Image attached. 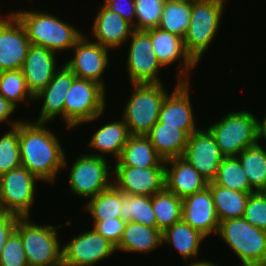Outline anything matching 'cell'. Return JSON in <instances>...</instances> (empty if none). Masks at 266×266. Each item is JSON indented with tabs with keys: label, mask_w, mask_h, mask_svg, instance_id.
I'll return each instance as SVG.
<instances>
[{
	"label": "cell",
	"mask_w": 266,
	"mask_h": 266,
	"mask_svg": "<svg viewBox=\"0 0 266 266\" xmlns=\"http://www.w3.org/2000/svg\"><path fill=\"white\" fill-rule=\"evenodd\" d=\"M19 147L21 166L40 181L55 184L58 175L64 171L63 161L67 153L58 136L47 123L33 119L19 122Z\"/></svg>",
	"instance_id": "cell-1"
},
{
	"label": "cell",
	"mask_w": 266,
	"mask_h": 266,
	"mask_svg": "<svg viewBox=\"0 0 266 266\" xmlns=\"http://www.w3.org/2000/svg\"><path fill=\"white\" fill-rule=\"evenodd\" d=\"M36 9H19L12 11L24 26L30 43L42 46L55 53L65 50L71 52L72 47L85 34L65 22L57 15Z\"/></svg>",
	"instance_id": "cell-2"
},
{
	"label": "cell",
	"mask_w": 266,
	"mask_h": 266,
	"mask_svg": "<svg viewBox=\"0 0 266 266\" xmlns=\"http://www.w3.org/2000/svg\"><path fill=\"white\" fill-rule=\"evenodd\" d=\"M31 217H20L16 232L20 235L28 266H63L62 239L58 229L72 225V220L53 226L39 224Z\"/></svg>",
	"instance_id": "cell-3"
},
{
	"label": "cell",
	"mask_w": 266,
	"mask_h": 266,
	"mask_svg": "<svg viewBox=\"0 0 266 266\" xmlns=\"http://www.w3.org/2000/svg\"><path fill=\"white\" fill-rule=\"evenodd\" d=\"M227 0H199L191 3V18L184 36L185 49L199 65L223 22Z\"/></svg>",
	"instance_id": "cell-4"
},
{
	"label": "cell",
	"mask_w": 266,
	"mask_h": 266,
	"mask_svg": "<svg viewBox=\"0 0 266 266\" xmlns=\"http://www.w3.org/2000/svg\"><path fill=\"white\" fill-rule=\"evenodd\" d=\"M107 91L99 83L75 78L66 93L64 123L66 130H74L81 125L98 121L107 109Z\"/></svg>",
	"instance_id": "cell-5"
},
{
	"label": "cell",
	"mask_w": 266,
	"mask_h": 266,
	"mask_svg": "<svg viewBox=\"0 0 266 266\" xmlns=\"http://www.w3.org/2000/svg\"><path fill=\"white\" fill-rule=\"evenodd\" d=\"M132 94L127 100L121 117L124 119L130 135L146 136L155 123L166 97L164 83L130 84Z\"/></svg>",
	"instance_id": "cell-6"
},
{
	"label": "cell",
	"mask_w": 266,
	"mask_h": 266,
	"mask_svg": "<svg viewBox=\"0 0 266 266\" xmlns=\"http://www.w3.org/2000/svg\"><path fill=\"white\" fill-rule=\"evenodd\" d=\"M217 236L234 252L241 266H266V230L244 218H235L220 222Z\"/></svg>",
	"instance_id": "cell-7"
},
{
	"label": "cell",
	"mask_w": 266,
	"mask_h": 266,
	"mask_svg": "<svg viewBox=\"0 0 266 266\" xmlns=\"http://www.w3.org/2000/svg\"><path fill=\"white\" fill-rule=\"evenodd\" d=\"M66 156L63 169L69 168L67 185L73 196L88 201L113 185V164L108 162V158L91 155L86 151L74 159L70 168Z\"/></svg>",
	"instance_id": "cell-8"
},
{
	"label": "cell",
	"mask_w": 266,
	"mask_h": 266,
	"mask_svg": "<svg viewBox=\"0 0 266 266\" xmlns=\"http://www.w3.org/2000/svg\"><path fill=\"white\" fill-rule=\"evenodd\" d=\"M224 157H236L244 149L258 144L255 113L231 111L206 128Z\"/></svg>",
	"instance_id": "cell-9"
},
{
	"label": "cell",
	"mask_w": 266,
	"mask_h": 266,
	"mask_svg": "<svg viewBox=\"0 0 266 266\" xmlns=\"http://www.w3.org/2000/svg\"><path fill=\"white\" fill-rule=\"evenodd\" d=\"M39 182L42 183L23 166L1 175L0 212L30 217Z\"/></svg>",
	"instance_id": "cell-10"
},
{
	"label": "cell",
	"mask_w": 266,
	"mask_h": 266,
	"mask_svg": "<svg viewBox=\"0 0 266 266\" xmlns=\"http://www.w3.org/2000/svg\"><path fill=\"white\" fill-rule=\"evenodd\" d=\"M127 42L125 72L129 83H164L160 76L164 67L154 53L150 36L145 31L134 30Z\"/></svg>",
	"instance_id": "cell-11"
},
{
	"label": "cell",
	"mask_w": 266,
	"mask_h": 266,
	"mask_svg": "<svg viewBox=\"0 0 266 266\" xmlns=\"http://www.w3.org/2000/svg\"><path fill=\"white\" fill-rule=\"evenodd\" d=\"M62 243L63 266H95L117 253L116 247L92 227Z\"/></svg>",
	"instance_id": "cell-12"
},
{
	"label": "cell",
	"mask_w": 266,
	"mask_h": 266,
	"mask_svg": "<svg viewBox=\"0 0 266 266\" xmlns=\"http://www.w3.org/2000/svg\"><path fill=\"white\" fill-rule=\"evenodd\" d=\"M71 50L74 55L61 63H64L77 78L95 81L107 90L103 75L111 64L110 49L84 34Z\"/></svg>",
	"instance_id": "cell-13"
},
{
	"label": "cell",
	"mask_w": 266,
	"mask_h": 266,
	"mask_svg": "<svg viewBox=\"0 0 266 266\" xmlns=\"http://www.w3.org/2000/svg\"><path fill=\"white\" fill-rule=\"evenodd\" d=\"M0 15V72L22 68L31 45L22 23L12 12Z\"/></svg>",
	"instance_id": "cell-14"
},
{
	"label": "cell",
	"mask_w": 266,
	"mask_h": 266,
	"mask_svg": "<svg viewBox=\"0 0 266 266\" xmlns=\"http://www.w3.org/2000/svg\"><path fill=\"white\" fill-rule=\"evenodd\" d=\"M113 185L125 195L152 197L165 188V166H113Z\"/></svg>",
	"instance_id": "cell-15"
},
{
	"label": "cell",
	"mask_w": 266,
	"mask_h": 266,
	"mask_svg": "<svg viewBox=\"0 0 266 266\" xmlns=\"http://www.w3.org/2000/svg\"><path fill=\"white\" fill-rule=\"evenodd\" d=\"M145 32L150 36L154 53L160 64L166 68L171 67V64L179 63L176 79L178 81H191L190 72L199 66L186 51L184 39L158 27L148 29Z\"/></svg>",
	"instance_id": "cell-16"
},
{
	"label": "cell",
	"mask_w": 266,
	"mask_h": 266,
	"mask_svg": "<svg viewBox=\"0 0 266 266\" xmlns=\"http://www.w3.org/2000/svg\"><path fill=\"white\" fill-rule=\"evenodd\" d=\"M191 81L176 80L172 92L164 98L158 121L166 125L178 126L189 136L200 128L195 121L190 90L194 88Z\"/></svg>",
	"instance_id": "cell-17"
},
{
	"label": "cell",
	"mask_w": 266,
	"mask_h": 266,
	"mask_svg": "<svg viewBox=\"0 0 266 266\" xmlns=\"http://www.w3.org/2000/svg\"><path fill=\"white\" fill-rule=\"evenodd\" d=\"M182 157L208 182L216 178L219 165L224 158L212 134L201 127L189 136Z\"/></svg>",
	"instance_id": "cell-18"
},
{
	"label": "cell",
	"mask_w": 266,
	"mask_h": 266,
	"mask_svg": "<svg viewBox=\"0 0 266 266\" xmlns=\"http://www.w3.org/2000/svg\"><path fill=\"white\" fill-rule=\"evenodd\" d=\"M52 80L34 96V102H42L35 122L47 123L60 118L64 124V104L66 93L71 88L76 75L63 63Z\"/></svg>",
	"instance_id": "cell-19"
},
{
	"label": "cell",
	"mask_w": 266,
	"mask_h": 266,
	"mask_svg": "<svg viewBox=\"0 0 266 266\" xmlns=\"http://www.w3.org/2000/svg\"><path fill=\"white\" fill-rule=\"evenodd\" d=\"M99 8L92 22L88 37L98 44L115 51L123 47L134 31L133 26L118 13L108 9L104 4ZM121 47V48H120Z\"/></svg>",
	"instance_id": "cell-20"
},
{
	"label": "cell",
	"mask_w": 266,
	"mask_h": 266,
	"mask_svg": "<svg viewBox=\"0 0 266 266\" xmlns=\"http://www.w3.org/2000/svg\"><path fill=\"white\" fill-rule=\"evenodd\" d=\"M57 53L31 44L21 71L33 96L37 95L60 69Z\"/></svg>",
	"instance_id": "cell-21"
},
{
	"label": "cell",
	"mask_w": 266,
	"mask_h": 266,
	"mask_svg": "<svg viewBox=\"0 0 266 266\" xmlns=\"http://www.w3.org/2000/svg\"><path fill=\"white\" fill-rule=\"evenodd\" d=\"M182 219L207 238L217 235L219 221L208 187L182 199Z\"/></svg>",
	"instance_id": "cell-22"
},
{
	"label": "cell",
	"mask_w": 266,
	"mask_h": 266,
	"mask_svg": "<svg viewBox=\"0 0 266 266\" xmlns=\"http://www.w3.org/2000/svg\"><path fill=\"white\" fill-rule=\"evenodd\" d=\"M207 239L199 230L192 228L183 219L176 222L162 232V245L168 244L180 255L186 265L191 259V264H201L207 260H200L201 245Z\"/></svg>",
	"instance_id": "cell-23"
},
{
	"label": "cell",
	"mask_w": 266,
	"mask_h": 266,
	"mask_svg": "<svg viewBox=\"0 0 266 266\" xmlns=\"http://www.w3.org/2000/svg\"><path fill=\"white\" fill-rule=\"evenodd\" d=\"M208 181L182 156L165 161V188L185 198L204 190Z\"/></svg>",
	"instance_id": "cell-24"
},
{
	"label": "cell",
	"mask_w": 266,
	"mask_h": 266,
	"mask_svg": "<svg viewBox=\"0 0 266 266\" xmlns=\"http://www.w3.org/2000/svg\"><path fill=\"white\" fill-rule=\"evenodd\" d=\"M99 127L96 131H93L95 133L91 135L90 140L87 142L88 147H90L89 150H94L95 152L92 151L88 154L104 158L110 155L115 162L130 136L128 127L122 117L117 121H107L106 124H102Z\"/></svg>",
	"instance_id": "cell-25"
},
{
	"label": "cell",
	"mask_w": 266,
	"mask_h": 266,
	"mask_svg": "<svg viewBox=\"0 0 266 266\" xmlns=\"http://www.w3.org/2000/svg\"><path fill=\"white\" fill-rule=\"evenodd\" d=\"M162 232L157 227H148L135 222H126L125 229L116 247V252L144 254L161 248Z\"/></svg>",
	"instance_id": "cell-26"
},
{
	"label": "cell",
	"mask_w": 266,
	"mask_h": 266,
	"mask_svg": "<svg viewBox=\"0 0 266 266\" xmlns=\"http://www.w3.org/2000/svg\"><path fill=\"white\" fill-rule=\"evenodd\" d=\"M146 136L164 161L183 156L189 139V135L178 126L159 121Z\"/></svg>",
	"instance_id": "cell-27"
},
{
	"label": "cell",
	"mask_w": 266,
	"mask_h": 266,
	"mask_svg": "<svg viewBox=\"0 0 266 266\" xmlns=\"http://www.w3.org/2000/svg\"><path fill=\"white\" fill-rule=\"evenodd\" d=\"M112 163L114 166L139 168L165 166V161L158 155L149 138L142 135H130L119 158Z\"/></svg>",
	"instance_id": "cell-28"
},
{
	"label": "cell",
	"mask_w": 266,
	"mask_h": 266,
	"mask_svg": "<svg viewBox=\"0 0 266 266\" xmlns=\"http://www.w3.org/2000/svg\"><path fill=\"white\" fill-rule=\"evenodd\" d=\"M207 187L213 197V202L219 223L228 219L243 218L245 207L251 193L233 191L213 181Z\"/></svg>",
	"instance_id": "cell-29"
},
{
	"label": "cell",
	"mask_w": 266,
	"mask_h": 266,
	"mask_svg": "<svg viewBox=\"0 0 266 266\" xmlns=\"http://www.w3.org/2000/svg\"><path fill=\"white\" fill-rule=\"evenodd\" d=\"M84 203L82 209L93 221L121 218L122 192L114 185Z\"/></svg>",
	"instance_id": "cell-30"
},
{
	"label": "cell",
	"mask_w": 266,
	"mask_h": 266,
	"mask_svg": "<svg viewBox=\"0 0 266 266\" xmlns=\"http://www.w3.org/2000/svg\"><path fill=\"white\" fill-rule=\"evenodd\" d=\"M263 146L256 144L236 156L255 192L266 189V145Z\"/></svg>",
	"instance_id": "cell-31"
},
{
	"label": "cell",
	"mask_w": 266,
	"mask_h": 266,
	"mask_svg": "<svg viewBox=\"0 0 266 266\" xmlns=\"http://www.w3.org/2000/svg\"><path fill=\"white\" fill-rule=\"evenodd\" d=\"M191 18V2L165 0L159 29L184 38Z\"/></svg>",
	"instance_id": "cell-32"
},
{
	"label": "cell",
	"mask_w": 266,
	"mask_h": 266,
	"mask_svg": "<svg viewBox=\"0 0 266 266\" xmlns=\"http://www.w3.org/2000/svg\"><path fill=\"white\" fill-rule=\"evenodd\" d=\"M152 206L161 232L182 219V198L166 188L152 196Z\"/></svg>",
	"instance_id": "cell-33"
},
{
	"label": "cell",
	"mask_w": 266,
	"mask_h": 266,
	"mask_svg": "<svg viewBox=\"0 0 266 266\" xmlns=\"http://www.w3.org/2000/svg\"><path fill=\"white\" fill-rule=\"evenodd\" d=\"M121 219L148 227H157L152 206V197L142 195H125L122 192Z\"/></svg>",
	"instance_id": "cell-34"
},
{
	"label": "cell",
	"mask_w": 266,
	"mask_h": 266,
	"mask_svg": "<svg viewBox=\"0 0 266 266\" xmlns=\"http://www.w3.org/2000/svg\"><path fill=\"white\" fill-rule=\"evenodd\" d=\"M0 95L19 108L20 103L33 104L34 96L27 87L21 69L0 72Z\"/></svg>",
	"instance_id": "cell-35"
},
{
	"label": "cell",
	"mask_w": 266,
	"mask_h": 266,
	"mask_svg": "<svg viewBox=\"0 0 266 266\" xmlns=\"http://www.w3.org/2000/svg\"><path fill=\"white\" fill-rule=\"evenodd\" d=\"M216 185L223 186L238 192H255L242 168L237 157H224L219 165L216 178L213 180Z\"/></svg>",
	"instance_id": "cell-36"
},
{
	"label": "cell",
	"mask_w": 266,
	"mask_h": 266,
	"mask_svg": "<svg viewBox=\"0 0 266 266\" xmlns=\"http://www.w3.org/2000/svg\"><path fill=\"white\" fill-rule=\"evenodd\" d=\"M21 166L19 123L0 136V176Z\"/></svg>",
	"instance_id": "cell-37"
},
{
	"label": "cell",
	"mask_w": 266,
	"mask_h": 266,
	"mask_svg": "<svg viewBox=\"0 0 266 266\" xmlns=\"http://www.w3.org/2000/svg\"><path fill=\"white\" fill-rule=\"evenodd\" d=\"M135 25L134 30L146 31L159 26L165 0H134Z\"/></svg>",
	"instance_id": "cell-38"
},
{
	"label": "cell",
	"mask_w": 266,
	"mask_h": 266,
	"mask_svg": "<svg viewBox=\"0 0 266 266\" xmlns=\"http://www.w3.org/2000/svg\"><path fill=\"white\" fill-rule=\"evenodd\" d=\"M243 218L249 224L266 230V194L263 191L249 195Z\"/></svg>",
	"instance_id": "cell-39"
},
{
	"label": "cell",
	"mask_w": 266,
	"mask_h": 266,
	"mask_svg": "<svg viewBox=\"0 0 266 266\" xmlns=\"http://www.w3.org/2000/svg\"><path fill=\"white\" fill-rule=\"evenodd\" d=\"M0 266H28L22 239L16 231L4 245L0 256Z\"/></svg>",
	"instance_id": "cell-40"
},
{
	"label": "cell",
	"mask_w": 266,
	"mask_h": 266,
	"mask_svg": "<svg viewBox=\"0 0 266 266\" xmlns=\"http://www.w3.org/2000/svg\"><path fill=\"white\" fill-rule=\"evenodd\" d=\"M92 228L110 241L115 247L121 241L126 222L121 218H113V220L93 221Z\"/></svg>",
	"instance_id": "cell-41"
},
{
	"label": "cell",
	"mask_w": 266,
	"mask_h": 266,
	"mask_svg": "<svg viewBox=\"0 0 266 266\" xmlns=\"http://www.w3.org/2000/svg\"><path fill=\"white\" fill-rule=\"evenodd\" d=\"M108 9L118 13L132 26L135 25V2L134 0H104L103 3Z\"/></svg>",
	"instance_id": "cell-42"
},
{
	"label": "cell",
	"mask_w": 266,
	"mask_h": 266,
	"mask_svg": "<svg viewBox=\"0 0 266 266\" xmlns=\"http://www.w3.org/2000/svg\"><path fill=\"white\" fill-rule=\"evenodd\" d=\"M20 216L0 212V256L9 237L16 231Z\"/></svg>",
	"instance_id": "cell-43"
},
{
	"label": "cell",
	"mask_w": 266,
	"mask_h": 266,
	"mask_svg": "<svg viewBox=\"0 0 266 266\" xmlns=\"http://www.w3.org/2000/svg\"><path fill=\"white\" fill-rule=\"evenodd\" d=\"M16 111H18L17 108L0 95V125L3 123L8 124V129L16 126L21 121L20 117L19 119L14 118L13 115Z\"/></svg>",
	"instance_id": "cell-44"
},
{
	"label": "cell",
	"mask_w": 266,
	"mask_h": 266,
	"mask_svg": "<svg viewBox=\"0 0 266 266\" xmlns=\"http://www.w3.org/2000/svg\"><path fill=\"white\" fill-rule=\"evenodd\" d=\"M264 117L263 119L257 118V139H258V144H261L260 141H263V144L266 143V113L263 114ZM265 141V143H264Z\"/></svg>",
	"instance_id": "cell-45"
},
{
	"label": "cell",
	"mask_w": 266,
	"mask_h": 266,
	"mask_svg": "<svg viewBox=\"0 0 266 266\" xmlns=\"http://www.w3.org/2000/svg\"><path fill=\"white\" fill-rule=\"evenodd\" d=\"M185 266H222V265H219L218 262L216 263L214 261L211 262V260H208V261L201 263V264H188Z\"/></svg>",
	"instance_id": "cell-46"
},
{
	"label": "cell",
	"mask_w": 266,
	"mask_h": 266,
	"mask_svg": "<svg viewBox=\"0 0 266 266\" xmlns=\"http://www.w3.org/2000/svg\"><path fill=\"white\" fill-rule=\"evenodd\" d=\"M181 1H186V2H191V3H193V2H195V1H199V0H181Z\"/></svg>",
	"instance_id": "cell-47"
}]
</instances>
